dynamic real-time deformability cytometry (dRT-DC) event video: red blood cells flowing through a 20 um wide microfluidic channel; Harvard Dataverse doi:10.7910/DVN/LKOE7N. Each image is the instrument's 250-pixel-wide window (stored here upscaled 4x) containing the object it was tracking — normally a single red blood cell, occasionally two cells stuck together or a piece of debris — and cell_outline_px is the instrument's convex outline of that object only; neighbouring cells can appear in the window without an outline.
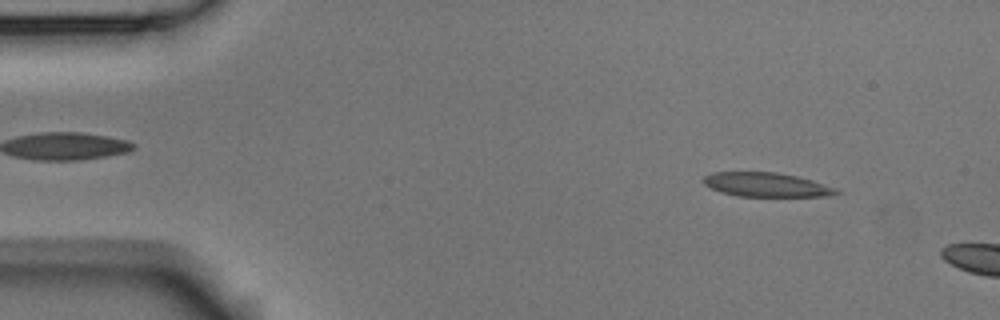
{"species": "Egyptian fruit bat (a non-hibernating species)", "species_latin": "Rousettus aegyptiacus", "temperature_condition": "room temperature", "stored_images_in_passage": 2, "camera_frame_rate_fps": 3000, "um_per_image_px": 0.085, "animal": {"sex": "male"}, "frame": {"image": 1, "passage_image": 1, "time_ms": 0.0, "image_size_px": [1000, 320], "cell_outline_px": [[840, 192], [828, 196], [736, 196], [720, 192], [704, 184], [704, 176], [712, 172], [776, 172], [796, 176], [812, 180], [836, 188]], "centroid_in_image_um": [65.12, 15.7], "position_along_channel_um": 19.9, "area_um2": 18.55}}